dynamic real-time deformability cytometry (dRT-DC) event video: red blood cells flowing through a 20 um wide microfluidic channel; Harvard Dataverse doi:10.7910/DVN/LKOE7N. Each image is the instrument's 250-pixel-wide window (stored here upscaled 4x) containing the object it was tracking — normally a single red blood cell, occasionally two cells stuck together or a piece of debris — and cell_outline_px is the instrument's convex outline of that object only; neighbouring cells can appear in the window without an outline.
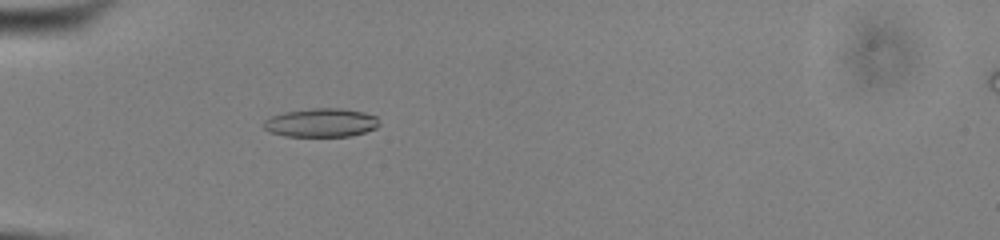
{"species": "common noctule bat (a hibernating species)", "species_latin": "Nyctalus noctula", "temperature_condition": "cold", "stored_images_in_passage": 55, "camera_frame_rate_fps": 3000, "um_per_image_px": 0.085, "animal": {"sex": "male", "body_mass_g": 13.0, "forearm_length_mm": 53.1}, "frame": {"image": 1, "passage_image": 19, "time_ms": 6.0, "image_size_px": [1000, 240], "cell_outline_px": [[380, 124], [376, 128], [352, 136], [284, 136], [268, 132], [264, 128], [264, 120], [272, 116], [284, 112], [312, 108], [340, 108], [364, 112], [376, 116]], "centroid_in_image_um": [27.29, 10.43], "position_along_channel_um": 57.7, "area_um2": 19.36}}
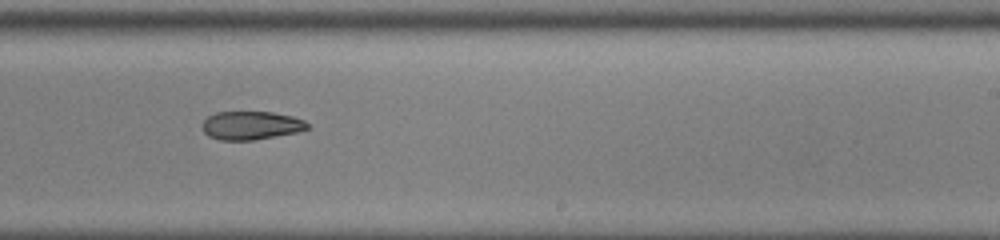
{"frame": {"image": 2, "passage_image": 36, "time_ms": 11.667, "image_size_px": [1000, 240], "cell_outline_px": [[312, 128], [296, 132], [252, 140], [220, 140], [208, 136], [200, 128], [200, 124], [208, 116], [216, 112], [272, 112], [292, 116], [304, 120]], "centroid_in_image_um": [21.3, 10.66], "position_along_channel_um": 267.7, "area_um2": 17.51}}
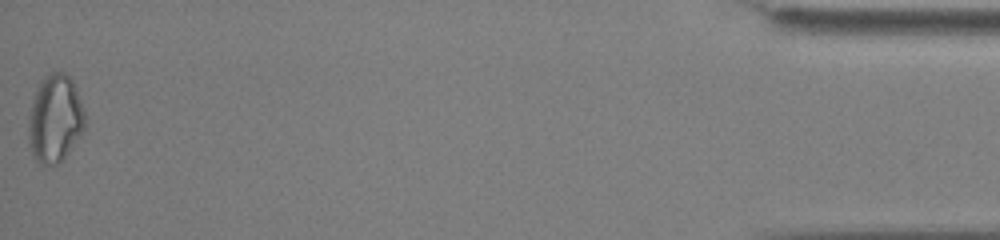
{"frame": {"image": 3, "passage_image": 55, "time_ms": 18.0, "image_size_px": [1000, 240], "cell_outline_px": [[84, 132], [68, 152], [56, 164], [40, 164], [36, 160], [28, 144], [28, 120], [32, 100], [44, 76], [52, 72], [64, 72], [72, 80], [76, 88], [84, 112]], "centroid_in_image_um": [4.66, 10.09], "position_along_channel_um": 430.5, "area_um2": 28.61}}